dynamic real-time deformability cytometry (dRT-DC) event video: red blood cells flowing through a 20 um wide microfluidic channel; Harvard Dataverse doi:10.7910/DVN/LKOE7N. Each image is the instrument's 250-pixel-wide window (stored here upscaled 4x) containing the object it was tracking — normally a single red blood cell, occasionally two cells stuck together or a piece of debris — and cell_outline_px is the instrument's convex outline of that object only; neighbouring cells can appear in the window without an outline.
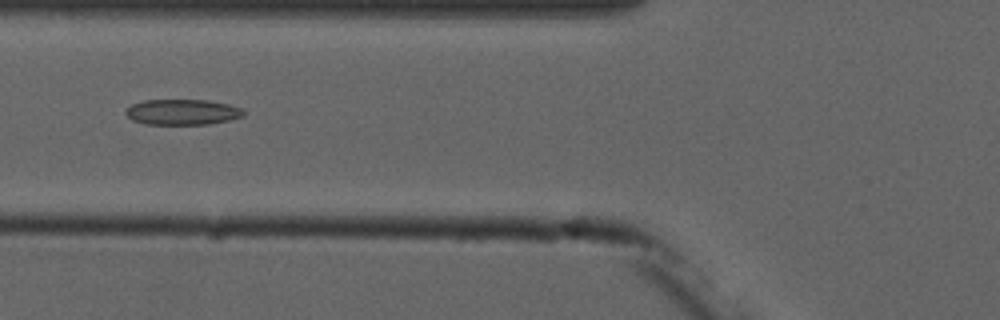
{"species": "common noctule bat (a hibernating species)", "species_latin": "Nyctalus noctula", "temperature_condition": "cold", "stored_images_in_passage": 8, "camera_frame_rate_fps": 3000, "um_per_image_px": 0.085, "animal": {"sex": "male", "forearm_length_mm": 52.5}, "frame": {"image": 1, "passage_image": 6, "time_ms": 6.0, "image_size_px": [1000, 320], "cell_outline_px": [[248, 112], [244, 116], [228, 120], [208, 124], [144, 124], [132, 120], [124, 112], [132, 104], [144, 100], [208, 100], [228, 104], [244, 108]], "centroid_in_image_um": [15.55, 9.52], "position_along_channel_um": 110.3, "area_um2": 17.69}}
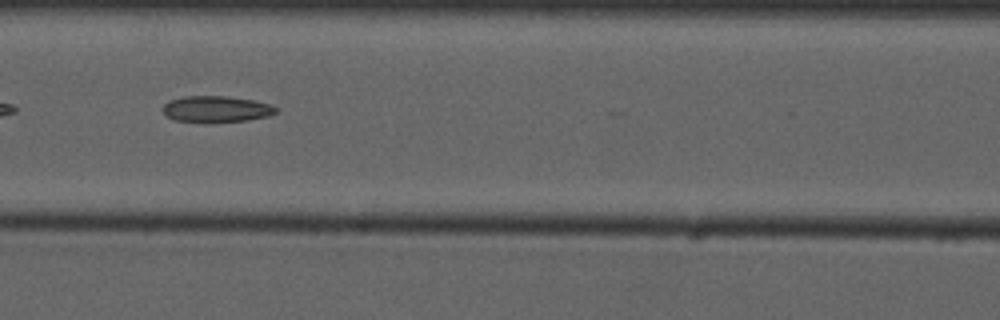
{"frame": {"image": 2, "passage_image": 7, "time_ms": 7.0, "image_size_px": [1000, 320], "cell_outline_px": [[280, 108], [276, 112], [268, 116], [248, 120], [208, 124], [204, 124], [176, 120], [168, 116], [164, 112], [164, 104], [172, 100], [184, 96], [228, 96], [252, 100], [272, 104]], "centroid_in_image_um": [18.44, 9.3], "position_along_channel_um": 148.2, "area_um2": 17.69}}
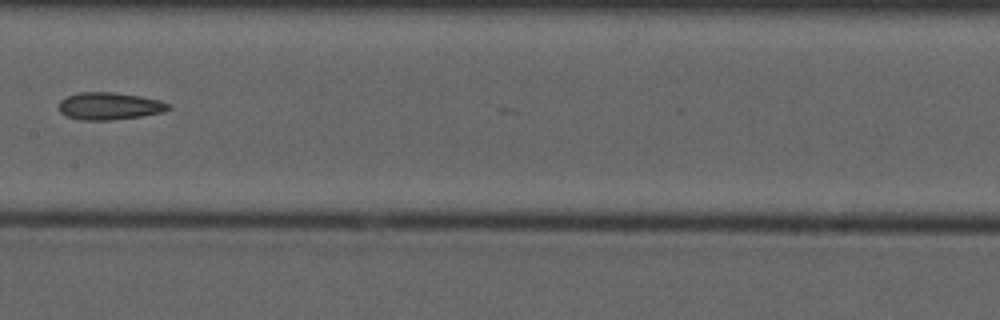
{"frame": {"image": 3, "passage_image": 8, "time_ms": 8.333, "image_size_px": [1000, 320], "cell_outline_px": [[172, 108], [160, 112], [140, 116], [112, 120], [80, 120], [68, 116], [60, 112], [60, 100], [68, 96], [80, 92], [116, 92], [140, 96], [160, 100], [168, 104]], "centroid_in_image_um": [9.3, 9.01], "position_along_channel_um": 198.1, "area_um2": 17.28}}